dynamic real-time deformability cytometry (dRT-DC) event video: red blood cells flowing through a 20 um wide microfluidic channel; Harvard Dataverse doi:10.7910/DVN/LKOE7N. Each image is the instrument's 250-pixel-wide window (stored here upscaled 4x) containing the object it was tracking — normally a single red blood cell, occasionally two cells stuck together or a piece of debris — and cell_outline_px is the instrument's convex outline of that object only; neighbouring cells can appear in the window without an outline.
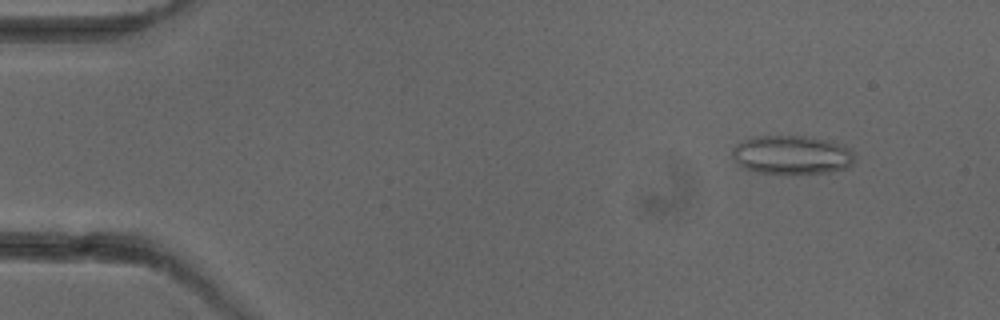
{"species": "common noctule bat (a hibernating species)", "species_latin": "Nyctalus noctula", "temperature_condition": "cold", "stored_images_in_passage": 4, "camera_frame_rate_fps": 3000, "um_per_image_px": 0.085, "animal": {"sex": "female"}, "frame": {"image": 1, "passage_image": 2, "time_ms": 1.0, "image_size_px": [1000, 320], "cell_outline_px": [[856, 156], [852, 164], [848, 168], [828, 172], [756, 172], [740, 168], [732, 156], [732, 148], [736, 144], [748, 136], [804, 136], [828, 140], [844, 144]], "centroid_in_image_um": [67.27, 13.14], "position_along_channel_um": 17.7, "area_um2": 27.74}}